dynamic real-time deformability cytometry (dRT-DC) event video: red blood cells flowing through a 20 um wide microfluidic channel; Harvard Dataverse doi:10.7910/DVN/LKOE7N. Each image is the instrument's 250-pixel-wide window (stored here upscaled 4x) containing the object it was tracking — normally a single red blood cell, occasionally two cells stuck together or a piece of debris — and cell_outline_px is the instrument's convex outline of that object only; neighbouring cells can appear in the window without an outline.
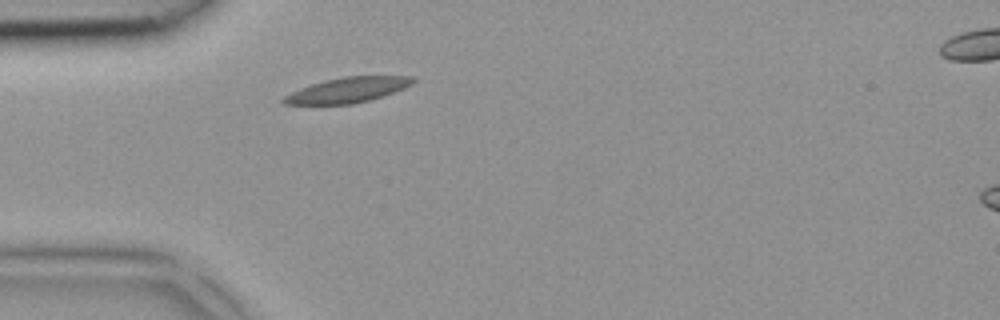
{"species": "common noctule bat (a hibernating species)", "species_latin": "Nyctalus noctula", "temperature_condition": "room temperature", "stored_images_in_passage": 2, "camera_frame_rate_fps": 3000, "um_per_image_px": 0.085, "animal": {"sex": "female", "body_mass_g": 18.4}, "frame": {"image": 1, "passage_image": 2, "time_ms": 0.333, "image_size_px": [1000, 320], "cell_outline_px": [[416, 80], [412, 84], [404, 88], [384, 96], [352, 104], [284, 104], [280, 100], [284, 96], [300, 88], [324, 80], [344, 76], [416, 76]], "centroid_in_image_um": [29.57, 7.64], "position_along_channel_um": 55.4, "area_um2": 18.96}}